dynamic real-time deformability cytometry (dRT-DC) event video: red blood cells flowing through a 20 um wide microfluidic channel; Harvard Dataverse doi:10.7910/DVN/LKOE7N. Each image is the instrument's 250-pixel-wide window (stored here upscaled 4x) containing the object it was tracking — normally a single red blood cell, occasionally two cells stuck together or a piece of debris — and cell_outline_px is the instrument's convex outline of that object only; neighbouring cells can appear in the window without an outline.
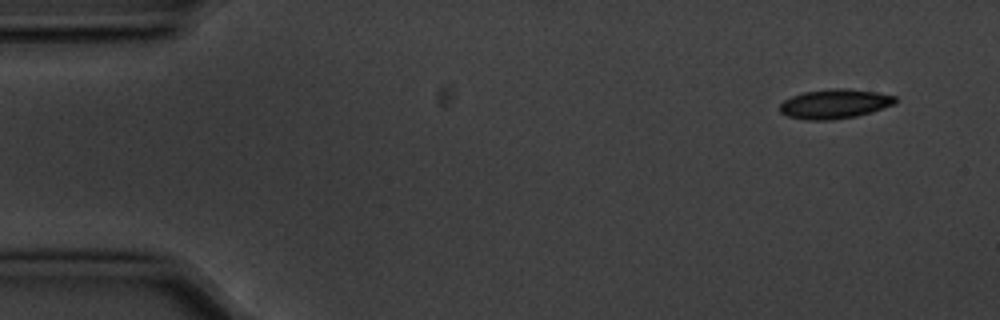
{"species": "common noctule bat (a hibernating species)", "species_latin": "Nyctalus noctula", "temperature_condition": "cold", "stored_images_in_passage": 5, "camera_frame_rate_fps": 3000, "um_per_image_px": 0.085, "animal": {"sex": "male", "body_mass_g": 20.1, "forearm_length_mm": 53.5}, "frame": {"image": 1, "passage_image": 1, "time_ms": 0.0, "image_size_px": [1000, 320], "cell_outline_px": [[896, 104], [872, 112], [856, 116], [832, 120], [804, 120], [788, 116], [780, 112], [780, 104], [784, 100], [792, 96], [804, 92], [836, 88], [844, 88], [876, 92], [896, 96]], "centroid_in_image_um": [70.96, 8.84], "position_along_channel_um": 14.0, "area_um2": 19.83}}
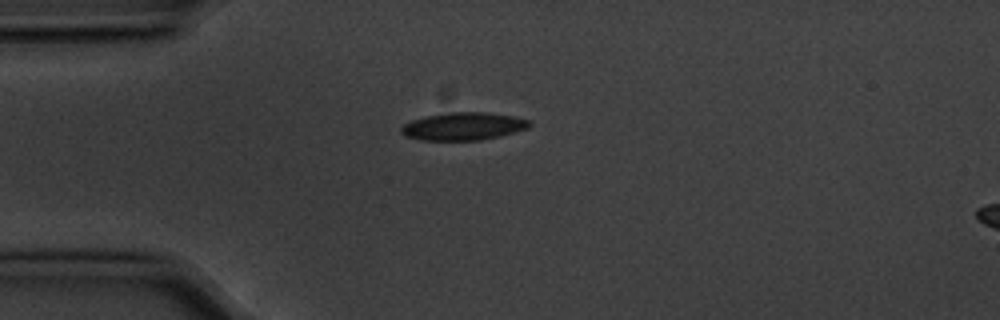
{"frame": {"image": 2, "passage_image": 4, "time_ms": 1.0, "image_size_px": [1000, 320], "cell_outline_px": [[532, 124], [528, 128], [500, 136], [480, 140], [420, 140], [404, 136], [400, 132], [400, 128], [404, 124], [412, 120], [428, 116], [452, 112], [488, 112], [512, 116], [532, 120]], "centroid_in_image_um": [39.4, 10.74], "position_along_channel_um": 45.6, "area_um2": 20.75}}